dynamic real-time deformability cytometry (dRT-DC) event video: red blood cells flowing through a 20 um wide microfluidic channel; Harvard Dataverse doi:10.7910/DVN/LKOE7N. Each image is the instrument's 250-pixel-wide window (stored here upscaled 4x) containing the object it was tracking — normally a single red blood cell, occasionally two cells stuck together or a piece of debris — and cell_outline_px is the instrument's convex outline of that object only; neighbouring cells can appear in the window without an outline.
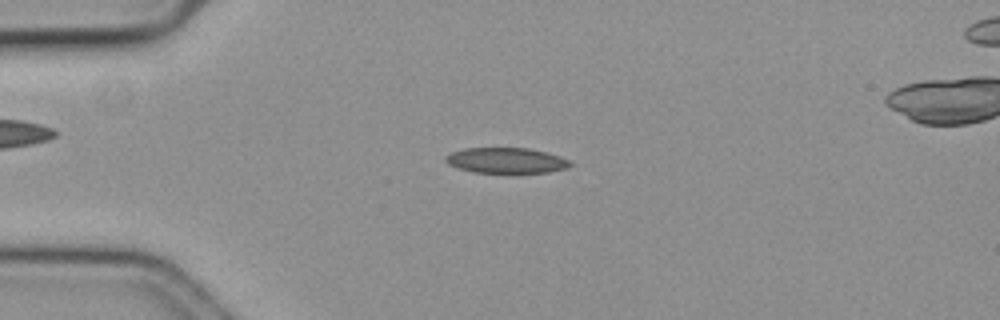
{"species": "common noctule bat (a hibernating species)", "species_latin": "Nyctalus noctula", "temperature_condition": "cold", "stored_images_in_passage": 57, "camera_frame_rate_fps": 3000, "um_per_image_px": 0.085, "animal": {"sex": "female", "body_mass_g": 19.3, "forearm_length_mm": 54.1}, "frame": {"image": 1, "passage_image": 14, "time_ms": 4.333, "image_size_px": [1000, 320], "cell_outline_px": [[572, 164], [568, 168], [548, 172], [512, 176], [504, 176], [472, 172], [456, 168], [448, 164], [444, 160], [444, 156], [452, 152], [464, 148], [528, 148], [548, 152], [560, 156], [568, 160]], "centroid_in_image_um": [43.02, 13.7], "position_along_channel_um": 42.0, "area_um2": 19.77}}
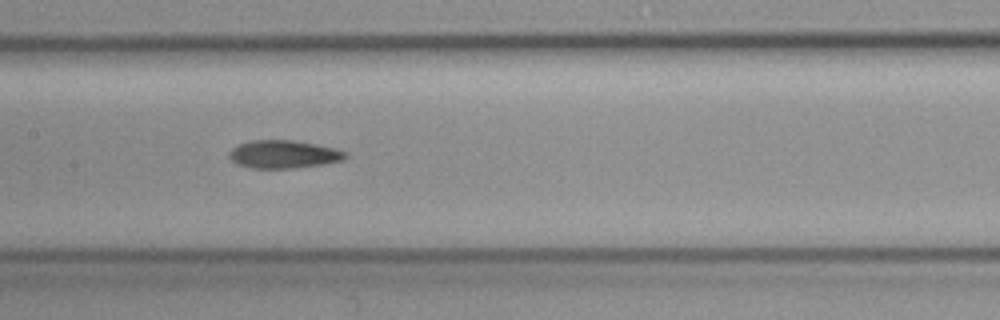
{"frame": {"image": 2, "passage_image": 28, "time_ms": 9.0, "image_size_px": [1000, 320], "cell_outline_px": [[348, 156], [344, 160], [324, 164], [292, 168], [252, 168], [236, 164], [228, 156], [228, 152], [232, 148], [240, 144], [252, 140], [292, 140], [316, 144], [336, 148], [348, 152]], "centroid_in_image_um": [24.13, 13.11], "position_along_channel_um": 183.3, "area_um2": 19.07}}
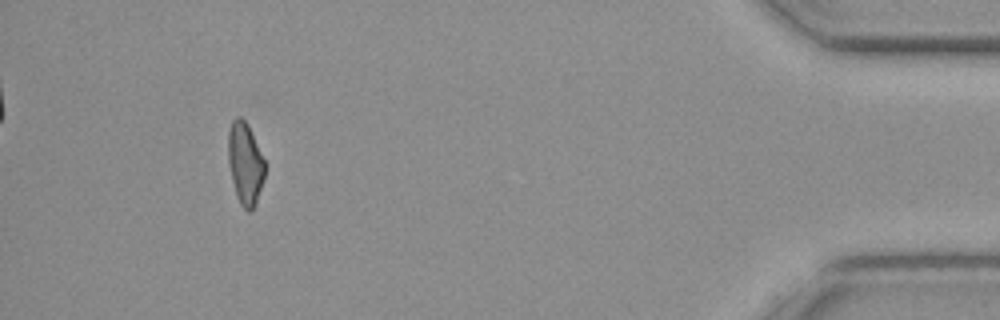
{"frame": {"image": 3, "passage_image": 53, "time_ms": 17.333, "image_size_px": [1000, 320], "cell_outline_px": [[264, 176], [252, 212], [248, 212], [240, 204], [236, 196], [228, 164], [228, 132], [232, 120], [236, 116], [240, 116], [248, 124], [264, 160]], "centroid_in_image_um": [20.81, 13.87], "position_along_channel_um": 414.4, "area_um2": 17.4}}